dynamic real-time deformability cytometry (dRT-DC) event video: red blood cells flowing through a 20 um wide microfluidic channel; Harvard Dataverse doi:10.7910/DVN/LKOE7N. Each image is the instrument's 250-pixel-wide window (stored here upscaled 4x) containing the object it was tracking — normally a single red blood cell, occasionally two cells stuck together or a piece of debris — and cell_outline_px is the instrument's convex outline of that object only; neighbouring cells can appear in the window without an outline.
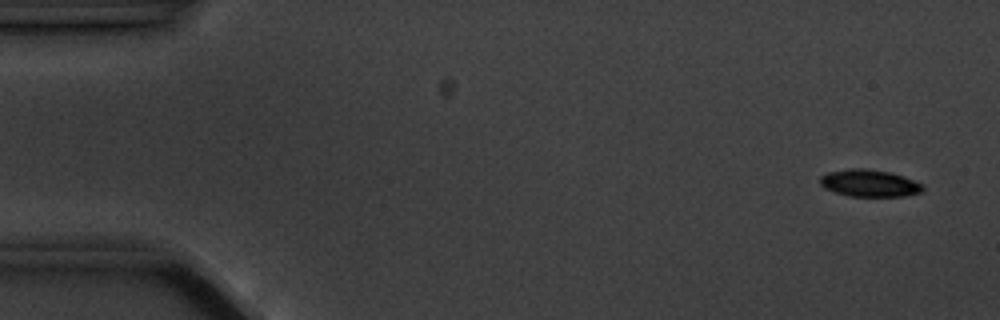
{"species": "common noctule bat (a hibernating species)", "species_latin": "Nyctalus noctula", "temperature_condition": "cold", "stored_images_in_passage": 4, "camera_frame_rate_fps": 3000, "um_per_image_px": 0.085, "animal": {"sex": "male", "body_mass_g": 20.1, "forearm_length_mm": 53.5}, "frame": {"image": 1, "passage_image": 1, "time_ms": 0.0, "image_size_px": [1000, 320], "cell_outline_px": [[924, 188], [920, 192], [904, 196], [848, 196], [824, 188], [820, 184], [820, 176], [828, 172], [852, 168], [864, 168], [888, 172], [904, 176], [924, 184]], "centroid_in_image_um": [73.9, 15.57], "position_along_channel_um": 11.1, "area_um2": 16.18}}